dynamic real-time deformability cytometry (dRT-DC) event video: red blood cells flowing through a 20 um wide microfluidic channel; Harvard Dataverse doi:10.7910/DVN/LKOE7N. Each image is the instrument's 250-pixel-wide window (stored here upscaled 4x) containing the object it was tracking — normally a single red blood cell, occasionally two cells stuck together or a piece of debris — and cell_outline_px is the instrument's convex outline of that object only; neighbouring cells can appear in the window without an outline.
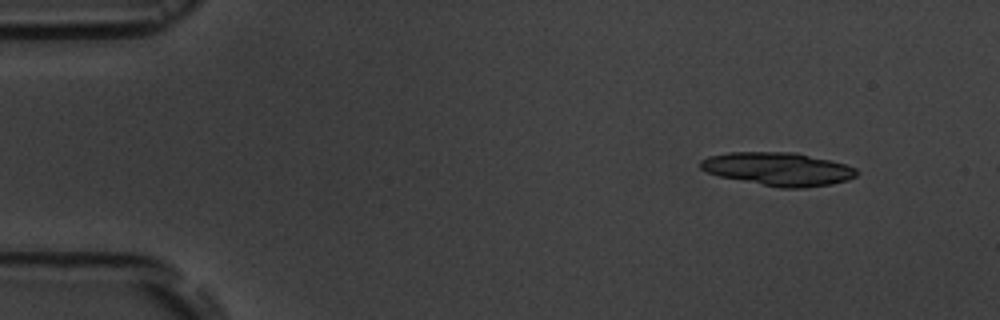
{"species": "common noctule bat (a hibernating species)", "species_latin": "Nyctalus noctula", "temperature_condition": "room temperature", "stored_images_in_passage": 3, "camera_frame_rate_fps": 3000, "um_per_image_px": 0.085, "animal": {"sex": "male", "body_mass_g": 19.5, "forearm_length_mm": 54.6}, "frame": {"image": 1, "passage_image": 1, "time_ms": 0.0, "image_size_px": [1000, 320], "cell_outline_px": [[860, 172], [856, 176], [848, 180], [832, 184], [804, 188], [780, 188], [720, 176], [708, 172], [700, 168], [700, 160], [708, 156], [728, 152], [796, 152], [844, 164], [856, 168]], "centroid_in_image_um": [66.16, 14.36], "position_along_channel_um": 18.8, "area_um2": 30.23}}